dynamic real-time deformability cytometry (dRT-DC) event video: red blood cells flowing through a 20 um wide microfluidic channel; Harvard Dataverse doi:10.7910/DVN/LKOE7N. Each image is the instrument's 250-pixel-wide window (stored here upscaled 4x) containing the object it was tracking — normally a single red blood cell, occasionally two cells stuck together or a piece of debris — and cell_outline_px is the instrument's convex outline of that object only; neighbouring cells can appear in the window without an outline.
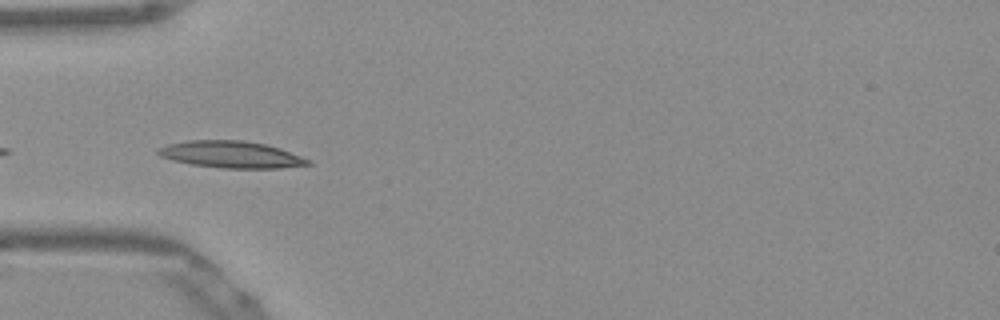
{"species": "Egyptian fruit bat (a non-hibernating species)", "species_latin": "Rousettus aegyptiacus", "temperature_condition": "warm", "stored_images_in_passage": 4, "camera_frame_rate_fps": 3000, "um_per_image_px": 0.085, "frame": {"image": 1, "passage_image": 2, "time_ms": 0.333, "image_size_px": [1000, 320], "cell_outline_px": [[312, 164], [280, 168], [220, 168], [192, 164], [172, 160], [160, 156], [156, 152], [156, 148], [168, 144], [188, 140], [240, 140], [264, 144], [280, 148], [312, 160]], "centroid_in_image_um": [19.64, 13.13], "position_along_channel_um": 65.4, "area_um2": 23.47}}